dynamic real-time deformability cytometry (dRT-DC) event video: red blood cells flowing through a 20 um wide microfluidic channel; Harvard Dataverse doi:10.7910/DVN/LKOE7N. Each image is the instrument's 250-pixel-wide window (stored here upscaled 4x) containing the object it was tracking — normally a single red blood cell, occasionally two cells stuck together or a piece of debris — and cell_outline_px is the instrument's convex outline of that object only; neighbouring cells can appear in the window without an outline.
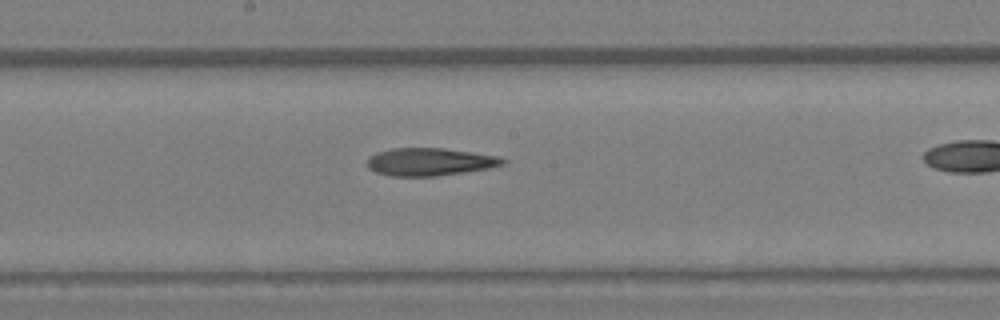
{"species": "Egyptian fruit bat (a non-hibernating species)", "species_latin": "Rousettus aegyptiacus", "temperature_condition": "warm", "stored_images_in_passage": 24, "camera_frame_rate_fps": 3000, "um_per_image_px": 0.085, "animal": {"sex": "female"}, "frame": {"image": 1, "passage_image": 14, "time_ms": 4.333, "image_size_px": [1000, 320], "cell_outline_px": [[508, 160], [504, 164], [488, 168], [464, 172], [436, 176], [392, 176], [376, 172], [368, 168], [368, 156], [376, 152], [392, 148], [444, 148], [500, 156]], "centroid_in_image_um": [36.54, 13.75], "position_along_channel_um": 211.7, "area_um2": 21.96}}